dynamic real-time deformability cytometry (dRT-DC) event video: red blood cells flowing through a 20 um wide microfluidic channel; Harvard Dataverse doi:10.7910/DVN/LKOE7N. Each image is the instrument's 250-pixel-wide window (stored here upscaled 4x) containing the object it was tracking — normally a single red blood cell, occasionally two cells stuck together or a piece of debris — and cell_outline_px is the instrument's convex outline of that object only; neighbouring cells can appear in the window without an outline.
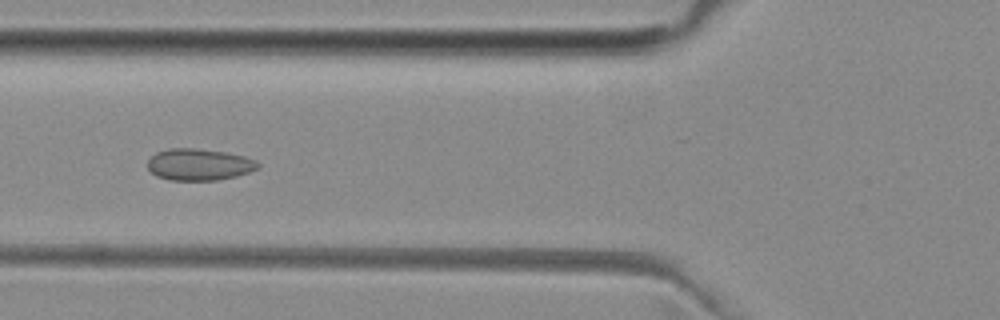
{"species": "common noctule bat (a hibernating species)", "species_latin": "Nyctalus noctula", "temperature_condition": "room temperature", "stored_images_in_passage": 50, "camera_frame_rate_fps": 3000, "um_per_image_px": 0.085, "animal": {"sex": "female", "body_mass_g": 29.2, "forearm_length_mm": 56.3}, "frame": {"image": 1, "passage_image": 18, "time_ms": 5.667, "image_size_px": [1000, 320], "cell_outline_px": [[260, 168], [236, 176], [216, 180], [168, 180], [156, 176], [148, 168], [148, 160], [156, 152], [168, 148], [196, 148], [224, 152], [244, 156], [256, 160], [260, 164]], "centroid_in_image_um": [16.92, 13.98], "position_along_channel_um": 108.9, "area_um2": 20.4}}
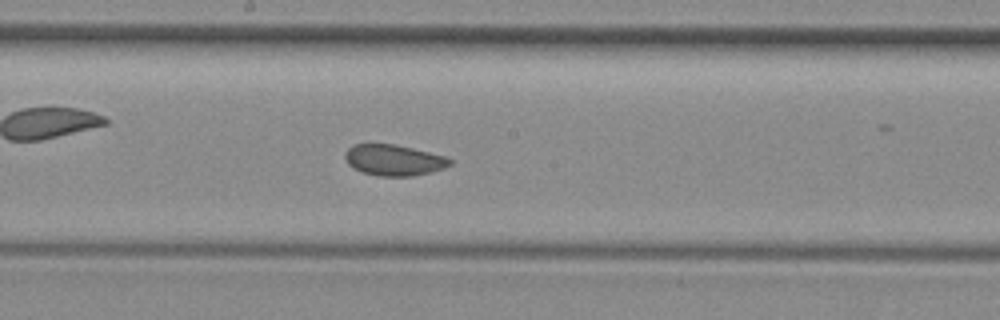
{"frame": {"image": 2, "passage_image": 26, "time_ms": 8.333, "image_size_px": [1000, 320], "cell_outline_px": [[452, 164], [444, 168], [432, 172], [412, 176], [376, 176], [360, 172], [352, 168], [348, 164], [344, 156], [348, 148], [352, 144], [396, 144], [448, 156], [452, 160]], "centroid_in_image_um": [33.49, 13.61], "position_along_channel_um": 214.7, "area_um2": 19.31}}
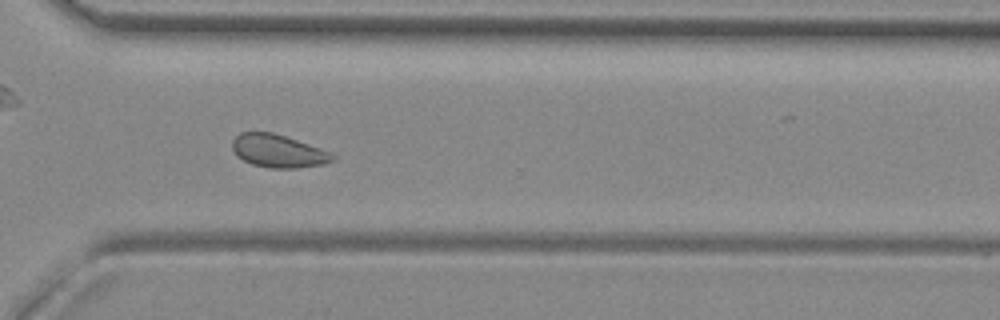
{"frame": {"image": 3, "passage_image": 36, "time_ms": 11.667, "image_size_px": [1000, 320], "cell_outline_px": [[336, 160], [324, 164], [296, 168], [268, 168], [252, 164], [236, 156], [232, 148], [232, 140], [240, 132], [272, 132], [332, 152], [336, 156]], "centroid_in_image_um": [23.65, 12.85], "position_along_channel_um": 346.9, "area_um2": 19.31}, "authors_computed_cell_mechanics": {"area_um2": 20.0566, "velocity_mm_per_s": 3.9713, "shape_relaxation_time_tau1_ms": null, "shape_relaxation_time_tau2_ms": 1.1874, "deformation_change_tau1": null, "deformation_change_tau2": 0.0485}}